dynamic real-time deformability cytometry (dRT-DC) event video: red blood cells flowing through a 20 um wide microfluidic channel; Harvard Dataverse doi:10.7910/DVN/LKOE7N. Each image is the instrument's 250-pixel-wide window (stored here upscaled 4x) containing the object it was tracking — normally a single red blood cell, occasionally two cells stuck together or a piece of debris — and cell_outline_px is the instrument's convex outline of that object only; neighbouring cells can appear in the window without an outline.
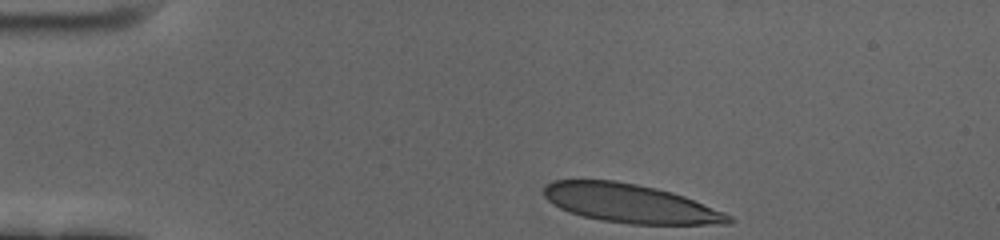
{"species": "human", "species_latin": "Homo sapiens", "temperature_condition": "cold", "stored_images_in_passage": 39, "camera_frame_rate_fps": 3000, "um_per_image_px": 0.085, "donor": {"sex": "female"}, "frame": {"image": 1, "passage_image": 1, "time_ms": 0.0, "image_size_px": [1000, 240], "cell_outline_px": [[736, 220], [732, 224], [632, 224], [600, 220], [568, 212], [552, 204], [544, 196], [544, 188], [552, 180], [616, 180], [656, 188], [672, 192], [684, 196], [724, 212], [732, 216]], "centroid_in_image_um": [53.59, 17.29], "position_along_channel_um": 31.4, "area_um2": 41.67}}
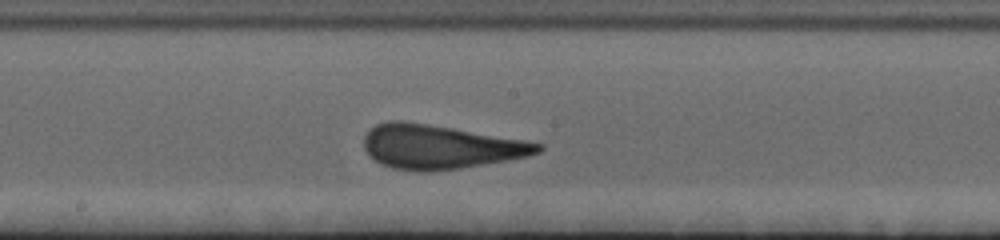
{"frame": {"image": 2, "passage_image": 22, "time_ms": 7.0, "image_size_px": [1000, 240], "cell_outline_px": [[544, 148], [540, 152], [528, 156], [484, 164], [460, 168], [428, 172], [416, 172], [392, 168], [380, 164], [368, 156], [364, 148], [364, 136], [376, 124], [388, 120], [400, 120], [452, 128], [524, 140], [544, 144]], "centroid_in_image_um": [37.37, 12.49], "position_along_channel_um": 210.8, "area_um2": 44.62}}
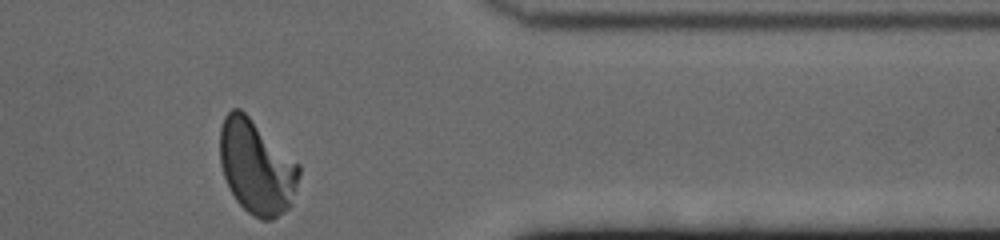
{"frame": {"image": 3, "passage_image": 39, "time_ms": 12.667, "image_size_px": [1000, 240], "cell_outline_px": [[300, 176], [292, 204], [284, 212], [272, 220], [260, 220], [252, 216], [236, 200], [224, 176], [220, 164], [220, 128], [224, 116], [232, 108], [240, 108], [300, 164]], "centroid_in_image_um": [21.82, 14.2], "position_along_channel_um": 389.6, "area_um2": 43.47}, "authors_computed_cell_mechanics": {"area_um2": 42.9454, "velocity_mm_per_s": 3.4264, "shape_relaxation_time_tau1_ms": 6.0196, "shape_relaxation_time_tau2_ms": null, "deformation_change_tau1": 0.1747, "deformation_change_tau2": null}}